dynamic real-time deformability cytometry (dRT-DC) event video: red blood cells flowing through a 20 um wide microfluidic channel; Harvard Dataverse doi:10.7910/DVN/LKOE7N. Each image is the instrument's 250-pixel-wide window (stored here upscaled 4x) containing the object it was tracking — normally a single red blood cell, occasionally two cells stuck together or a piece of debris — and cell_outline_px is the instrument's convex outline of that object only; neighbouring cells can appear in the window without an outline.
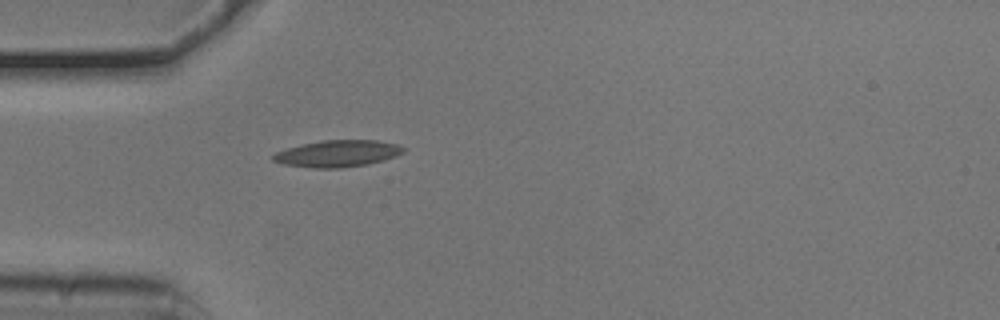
{"species": "common noctule bat (a hibernating species)", "species_latin": "Nyctalus noctula", "temperature_condition": "cold", "stored_images_in_passage": 31, "camera_frame_rate_fps": 3000, "um_per_image_px": 0.085, "animal": {"sex": "male", "body_mass_g": 20.5, "forearm_length_mm": 52.5}, "frame": {"image": 1, "passage_image": 1, "time_ms": 0.0, "image_size_px": [1000, 320], "cell_outline_px": [[408, 148], [404, 152], [396, 156], [384, 160], [368, 164], [340, 168], [312, 168], [284, 164], [272, 160], [272, 156], [276, 152], [300, 144], [320, 140], [376, 140], [400, 144]], "centroid_in_image_um": [28.74, 13.04], "position_along_channel_um": 56.3, "area_um2": 20.52}}
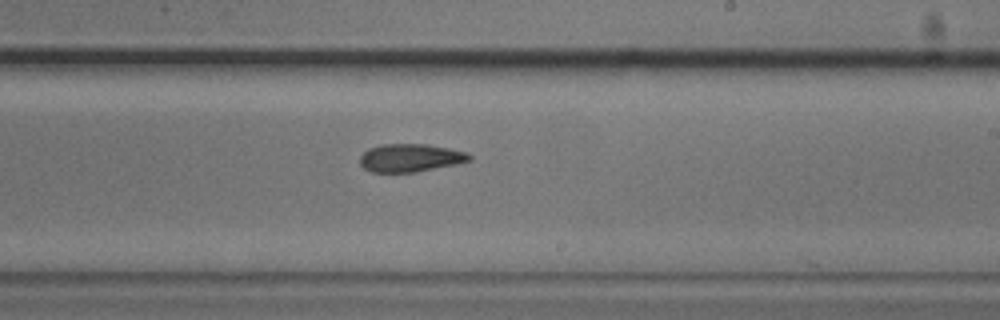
{"frame": {"image": 2, "passage_image": 17, "time_ms": 5.333, "image_size_px": [1000, 320], "cell_outline_px": [[472, 160], [456, 164], [416, 172], [372, 172], [364, 168], [360, 164], [360, 156], [368, 148], [380, 144], [428, 144], [468, 152], [472, 156]], "centroid_in_image_um": [34.89, 13.41], "position_along_channel_um": 254.1, "area_um2": 17.98}}
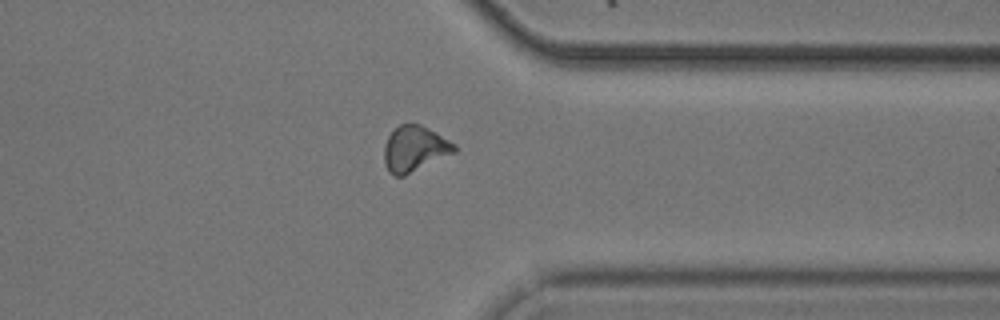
{"frame": {"image": 3, "passage_image": 27, "time_ms": 8.667, "image_size_px": [1000, 320], "cell_outline_px": [[456, 152], [404, 176], [396, 176], [388, 172], [384, 164], [384, 144], [388, 136], [400, 124], [420, 124], [436, 132], [456, 144]], "centroid_in_image_um": [35.23, 12.65], "position_along_channel_um": 376.2, "area_um2": 18.73}, "authors_computed_cell_mechanics": {"area_um2": 18.0914, "velocity_mm_per_s": 3.7858, "shape_relaxation_time_tau1_ms": null, "shape_relaxation_time_tau2_ms": 4.178, "deformation_change_tau1": null, "deformation_change_tau2": 0.1195}}